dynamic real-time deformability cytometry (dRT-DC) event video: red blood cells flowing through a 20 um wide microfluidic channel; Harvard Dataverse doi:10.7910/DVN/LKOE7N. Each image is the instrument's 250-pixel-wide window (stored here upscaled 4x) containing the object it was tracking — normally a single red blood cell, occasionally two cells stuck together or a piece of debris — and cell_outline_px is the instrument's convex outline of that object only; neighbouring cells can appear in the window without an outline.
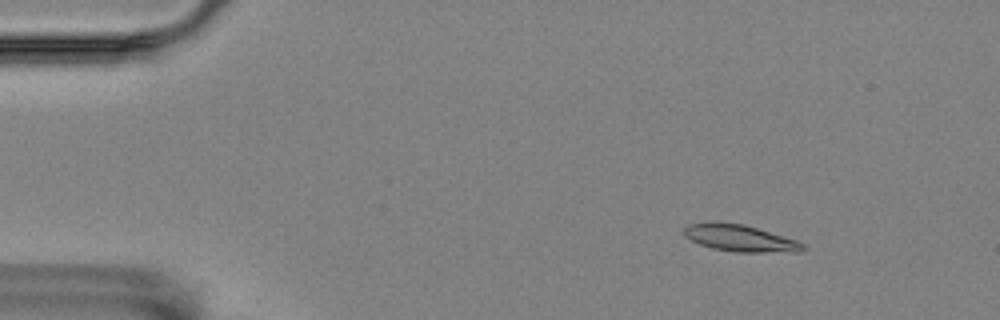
{"species": "Egyptian fruit bat (a non-hibernating species)", "species_latin": "Rousettus aegyptiacus", "temperature_condition": "room temperature", "stored_images_in_passage": 51, "camera_frame_rate_fps": 3000, "um_per_image_px": 0.085, "animal": {"sex": "female"}, "frame": {"image": 1, "passage_image": 1, "time_ms": 0.0, "image_size_px": [1000, 320], "cell_outline_px": [[808, 248], [800, 252], [732, 252], [712, 248], [700, 244], [684, 236], [684, 228], [688, 224], [708, 220], [712, 220], [744, 224], [796, 240], [804, 244]], "centroid_in_image_um": [62.88, 20.22], "position_along_channel_um": 22.1, "area_um2": 18.9}}
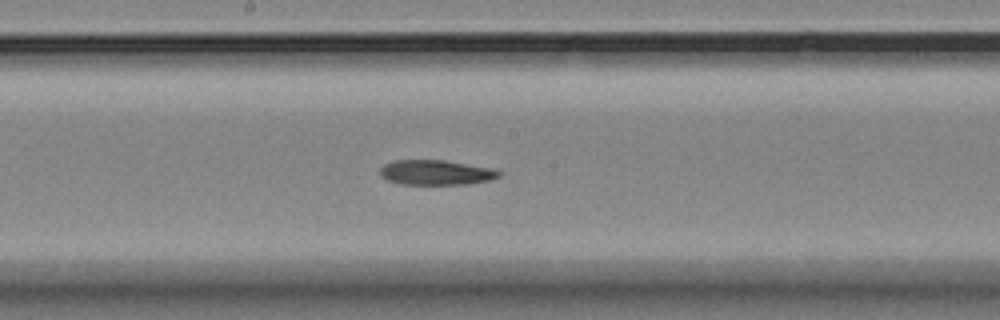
{"frame": {"image": 2, "passage_image": 24, "time_ms": 7.667, "image_size_px": [1000, 320], "cell_outline_px": [[500, 176], [492, 180], [468, 184], [400, 184], [388, 180], [380, 176], [380, 168], [384, 164], [392, 160], [444, 160], [492, 168], [500, 172]], "centroid_in_image_um": [37.04, 14.66], "position_along_channel_um": 211.2, "area_um2": 17.34}}
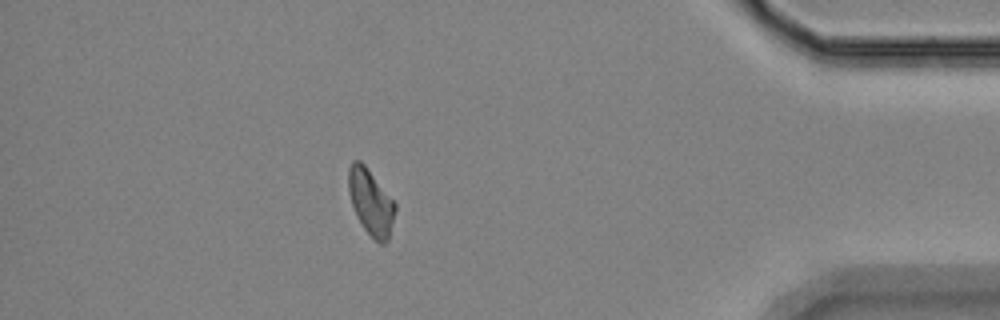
{"frame": {"image": 3, "passage_image": 44, "time_ms": 14.333, "image_size_px": [1000, 320], "cell_outline_px": [[396, 208], [388, 240], [384, 244], [380, 244], [364, 228], [356, 216], [348, 192], [348, 168], [352, 160], [360, 160], [364, 164], [396, 204]], "centroid_in_image_um": [31.5, 17.16], "position_along_channel_um": 403.7, "area_um2": 17.69}}